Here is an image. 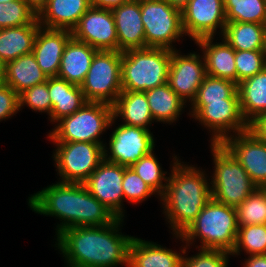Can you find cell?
<instances>
[{"label":"cell","mask_w":266,"mask_h":267,"mask_svg":"<svg viewBox=\"0 0 266 267\" xmlns=\"http://www.w3.org/2000/svg\"><path fill=\"white\" fill-rule=\"evenodd\" d=\"M123 222L124 219L116 218L105 226L66 228L56 236L54 246L67 267H128L133 236L121 233Z\"/></svg>","instance_id":"6da1fadb"},{"label":"cell","mask_w":266,"mask_h":267,"mask_svg":"<svg viewBox=\"0 0 266 267\" xmlns=\"http://www.w3.org/2000/svg\"><path fill=\"white\" fill-rule=\"evenodd\" d=\"M28 206L35 213L60 220L56 236L66 228L105 226L117 218L90 194L84 183H52L28 197Z\"/></svg>","instance_id":"7a4b0ae2"},{"label":"cell","mask_w":266,"mask_h":267,"mask_svg":"<svg viewBox=\"0 0 266 267\" xmlns=\"http://www.w3.org/2000/svg\"><path fill=\"white\" fill-rule=\"evenodd\" d=\"M172 157L171 173H168V183L160 203L174 236L186 230L212 195L210 179L205 170L184 164L175 154Z\"/></svg>","instance_id":"3957f363"},{"label":"cell","mask_w":266,"mask_h":267,"mask_svg":"<svg viewBox=\"0 0 266 267\" xmlns=\"http://www.w3.org/2000/svg\"><path fill=\"white\" fill-rule=\"evenodd\" d=\"M238 233L236 207L228 206L211 198L200 211L196 219L175 239L190 248L200 240V249H218L232 252ZM195 240V241H194Z\"/></svg>","instance_id":"277c9868"},{"label":"cell","mask_w":266,"mask_h":267,"mask_svg":"<svg viewBox=\"0 0 266 267\" xmlns=\"http://www.w3.org/2000/svg\"><path fill=\"white\" fill-rule=\"evenodd\" d=\"M171 50L147 47L122 52V91L153 89L167 83Z\"/></svg>","instance_id":"5b68a950"},{"label":"cell","mask_w":266,"mask_h":267,"mask_svg":"<svg viewBox=\"0 0 266 267\" xmlns=\"http://www.w3.org/2000/svg\"><path fill=\"white\" fill-rule=\"evenodd\" d=\"M116 122L111 105L101 102H86L77 112L59 120L48 138L51 142L103 143L100 135Z\"/></svg>","instance_id":"8992f818"},{"label":"cell","mask_w":266,"mask_h":267,"mask_svg":"<svg viewBox=\"0 0 266 267\" xmlns=\"http://www.w3.org/2000/svg\"><path fill=\"white\" fill-rule=\"evenodd\" d=\"M210 148L214 164L210 180L212 198L225 205L237 207L258 187L222 144H211Z\"/></svg>","instance_id":"52a82bcc"},{"label":"cell","mask_w":266,"mask_h":267,"mask_svg":"<svg viewBox=\"0 0 266 267\" xmlns=\"http://www.w3.org/2000/svg\"><path fill=\"white\" fill-rule=\"evenodd\" d=\"M141 19L147 47L176 50L173 45L184 35L182 11L166 0H140Z\"/></svg>","instance_id":"ba28073f"},{"label":"cell","mask_w":266,"mask_h":267,"mask_svg":"<svg viewBox=\"0 0 266 267\" xmlns=\"http://www.w3.org/2000/svg\"><path fill=\"white\" fill-rule=\"evenodd\" d=\"M120 51H97L80 85L87 102L113 105L122 92Z\"/></svg>","instance_id":"9c48e42d"},{"label":"cell","mask_w":266,"mask_h":267,"mask_svg":"<svg viewBox=\"0 0 266 267\" xmlns=\"http://www.w3.org/2000/svg\"><path fill=\"white\" fill-rule=\"evenodd\" d=\"M53 144L56 149L52 157L61 182L84 183L104 159V147L98 143L80 141Z\"/></svg>","instance_id":"30bf717a"},{"label":"cell","mask_w":266,"mask_h":267,"mask_svg":"<svg viewBox=\"0 0 266 267\" xmlns=\"http://www.w3.org/2000/svg\"><path fill=\"white\" fill-rule=\"evenodd\" d=\"M153 133L141 127L118 125L111 133L108 148H103L104 159L131 167L155 148Z\"/></svg>","instance_id":"8fae6325"},{"label":"cell","mask_w":266,"mask_h":267,"mask_svg":"<svg viewBox=\"0 0 266 267\" xmlns=\"http://www.w3.org/2000/svg\"><path fill=\"white\" fill-rule=\"evenodd\" d=\"M193 118L212 133L211 144H221L232 134L249 130V124L241 112L239 99L208 102Z\"/></svg>","instance_id":"7c38bea8"},{"label":"cell","mask_w":266,"mask_h":267,"mask_svg":"<svg viewBox=\"0 0 266 267\" xmlns=\"http://www.w3.org/2000/svg\"><path fill=\"white\" fill-rule=\"evenodd\" d=\"M226 23L224 0H190L182 10L184 33L194 42L217 33L221 37Z\"/></svg>","instance_id":"4fadbf2b"},{"label":"cell","mask_w":266,"mask_h":267,"mask_svg":"<svg viewBox=\"0 0 266 267\" xmlns=\"http://www.w3.org/2000/svg\"><path fill=\"white\" fill-rule=\"evenodd\" d=\"M72 37L98 51H118V37L111 9L91 6L71 31Z\"/></svg>","instance_id":"5bb4252c"},{"label":"cell","mask_w":266,"mask_h":267,"mask_svg":"<svg viewBox=\"0 0 266 267\" xmlns=\"http://www.w3.org/2000/svg\"><path fill=\"white\" fill-rule=\"evenodd\" d=\"M123 176L124 166L103 159L84 182L90 194L121 219L125 218Z\"/></svg>","instance_id":"9a60e30c"},{"label":"cell","mask_w":266,"mask_h":267,"mask_svg":"<svg viewBox=\"0 0 266 267\" xmlns=\"http://www.w3.org/2000/svg\"><path fill=\"white\" fill-rule=\"evenodd\" d=\"M205 76L206 67L203 54L190 52L183 55L177 49L171 50L167 83L183 101L191 104L196 98Z\"/></svg>","instance_id":"2e32d148"},{"label":"cell","mask_w":266,"mask_h":267,"mask_svg":"<svg viewBox=\"0 0 266 267\" xmlns=\"http://www.w3.org/2000/svg\"><path fill=\"white\" fill-rule=\"evenodd\" d=\"M242 165L258 188H266V143L247 130L221 143Z\"/></svg>","instance_id":"e0dca14e"},{"label":"cell","mask_w":266,"mask_h":267,"mask_svg":"<svg viewBox=\"0 0 266 267\" xmlns=\"http://www.w3.org/2000/svg\"><path fill=\"white\" fill-rule=\"evenodd\" d=\"M71 37L70 30L39 27L32 54L48 78L58 75L64 48Z\"/></svg>","instance_id":"ac0fdd59"},{"label":"cell","mask_w":266,"mask_h":267,"mask_svg":"<svg viewBox=\"0 0 266 267\" xmlns=\"http://www.w3.org/2000/svg\"><path fill=\"white\" fill-rule=\"evenodd\" d=\"M118 37V51L146 48L140 0H128L112 9Z\"/></svg>","instance_id":"d6986e66"},{"label":"cell","mask_w":266,"mask_h":267,"mask_svg":"<svg viewBox=\"0 0 266 267\" xmlns=\"http://www.w3.org/2000/svg\"><path fill=\"white\" fill-rule=\"evenodd\" d=\"M222 42H213L214 37H204L194 44L201 48L204 56L206 75L230 80L237 84V71L235 66V49L223 37Z\"/></svg>","instance_id":"ffe728a7"},{"label":"cell","mask_w":266,"mask_h":267,"mask_svg":"<svg viewBox=\"0 0 266 267\" xmlns=\"http://www.w3.org/2000/svg\"><path fill=\"white\" fill-rule=\"evenodd\" d=\"M185 246L178 253L134 236L129 247L128 267H182Z\"/></svg>","instance_id":"44dd1931"},{"label":"cell","mask_w":266,"mask_h":267,"mask_svg":"<svg viewBox=\"0 0 266 267\" xmlns=\"http://www.w3.org/2000/svg\"><path fill=\"white\" fill-rule=\"evenodd\" d=\"M90 7V0H48L38 14V22L44 28L72 31Z\"/></svg>","instance_id":"7402d4cb"},{"label":"cell","mask_w":266,"mask_h":267,"mask_svg":"<svg viewBox=\"0 0 266 267\" xmlns=\"http://www.w3.org/2000/svg\"><path fill=\"white\" fill-rule=\"evenodd\" d=\"M97 51L85 42L71 37L64 48L57 77L80 86Z\"/></svg>","instance_id":"603a6c76"},{"label":"cell","mask_w":266,"mask_h":267,"mask_svg":"<svg viewBox=\"0 0 266 267\" xmlns=\"http://www.w3.org/2000/svg\"><path fill=\"white\" fill-rule=\"evenodd\" d=\"M47 84L52 104L48 118L52 124L77 112L87 102L80 86L71 84L65 79L57 76L49 77Z\"/></svg>","instance_id":"cb8c5ba5"},{"label":"cell","mask_w":266,"mask_h":267,"mask_svg":"<svg viewBox=\"0 0 266 267\" xmlns=\"http://www.w3.org/2000/svg\"><path fill=\"white\" fill-rule=\"evenodd\" d=\"M112 108L113 118L121 117L122 124L149 130L154 123L145 92L122 91Z\"/></svg>","instance_id":"d4e9b609"},{"label":"cell","mask_w":266,"mask_h":267,"mask_svg":"<svg viewBox=\"0 0 266 267\" xmlns=\"http://www.w3.org/2000/svg\"><path fill=\"white\" fill-rule=\"evenodd\" d=\"M38 18L31 24L0 29V60L5 64L32 53Z\"/></svg>","instance_id":"484cf974"},{"label":"cell","mask_w":266,"mask_h":267,"mask_svg":"<svg viewBox=\"0 0 266 267\" xmlns=\"http://www.w3.org/2000/svg\"><path fill=\"white\" fill-rule=\"evenodd\" d=\"M47 80V75L41 70L32 53L22 55L5 64V83L18 95Z\"/></svg>","instance_id":"4316f807"},{"label":"cell","mask_w":266,"mask_h":267,"mask_svg":"<svg viewBox=\"0 0 266 267\" xmlns=\"http://www.w3.org/2000/svg\"><path fill=\"white\" fill-rule=\"evenodd\" d=\"M240 107L249 124L257 116L266 113V67L237 85Z\"/></svg>","instance_id":"83f0119b"},{"label":"cell","mask_w":266,"mask_h":267,"mask_svg":"<svg viewBox=\"0 0 266 267\" xmlns=\"http://www.w3.org/2000/svg\"><path fill=\"white\" fill-rule=\"evenodd\" d=\"M145 94L154 121L163 124L169 123L170 125L179 120V115L183 113L187 104L171 89L168 83L146 90Z\"/></svg>","instance_id":"f1b7e54d"},{"label":"cell","mask_w":266,"mask_h":267,"mask_svg":"<svg viewBox=\"0 0 266 267\" xmlns=\"http://www.w3.org/2000/svg\"><path fill=\"white\" fill-rule=\"evenodd\" d=\"M266 24L227 22L221 37L235 50H264Z\"/></svg>","instance_id":"f546056e"},{"label":"cell","mask_w":266,"mask_h":267,"mask_svg":"<svg viewBox=\"0 0 266 267\" xmlns=\"http://www.w3.org/2000/svg\"><path fill=\"white\" fill-rule=\"evenodd\" d=\"M223 99H239L237 84L226 79L206 75L198 89L196 98L191 102V110L188 115L192 118L208 102L222 101Z\"/></svg>","instance_id":"4dcf8cb0"},{"label":"cell","mask_w":266,"mask_h":267,"mask_svg":"<svg viewBox=\"0 0 266 267\" xmlns=\"http://www.w3.org/2000/svg\"><path fill=\"white\" fill-rule=\"evenodd\" d=\"M226 22L266 24V0H224Z\"/></svg>","instance_id":"1f68e13d"},{"label":"cell","mask_w":266,"mask_h":267,"mask_svg":"<svg viewBox=\"0 0 266 267\" xmlns=\"http://www.w3.org/2000/svg\"><path fill=\"white\" fill-rule=\"evenodd\" d=\"M242 251L248 256L266 254V224L238 226L236 243L231 255L238 256Z\"/></svg>","instance_id":"d6a6232c"},{"label":"cell","mask_w":266,"mask_h":267,"mask_svg":"<svg viewBox=\"0 0 266 267\" xmlns=\"http://www.w3.org/2000/svg\"><path fill=\"white\" fill-rule=\"evenodd\" d=\"M154 151L140 158L131 168L160 197L164 194L168 183L167 172L163 171ZM164 183V184H163Z\"/></svg>","instance_id":"836d02e7"},{"label":"cell","mask_w":266,"mask_h":267,"mask_svg":"<svg viewBox=\"0 0 266 267\" xmlns=\"http://www.w3.org/2000/svg\"><path fill=\"white\" fill-rule=\"evenodd\" d=\"M238 226L265 224L266 188H256L236 207Z\"/></svg>","instance_id":"e575fe53"},{"label":"cell","mask_w":266,"mask_h":267,"mask_svg":"<svg viewBox=\"0 0 266 267\" xmlns=\"http://www.w3.org/2000/svg\"><path fill=\"white\" fill-rule=\"evenodd\" d=\"M37 18L36 12L24 0L0 3V29L31 24Z\"/></svg>","instance_id":"d590c367"},{"label":"cell","mask_w":266,"mask_h":267,"mask_svg":"<svg viewBox=\"0 0 266 267\" xmlns=\"http://www.w3.org/2000/svg\"><path fill=\"white\" fill-rule=\"evenodd\" d=\"M124 200L129 203H142L152 195L158 194L146 184L131 167L124 166V176L122 182Z\"/></svg>","instance_id":"8d00e7d4"},{"label":"cell","mask_w":266,"mask_h":267,"mask_svg":"<svg viewBox=\"0 0 266 267\" xmlns=\"http://www.w3.org/2000/svg\"><path fill=\"white\" fill-rule=\"evenodd\" d=\"M237 85L242 80L254 76L266 67L263 50H235Z\"/></svg>","instance_id":"74e56055"},{"label":"cell","mask_w":266,"mask_h":267,"mask_svg":"<svg viewBox=\"0 0 266 267\" xmlns=\"http://www.w3.org/2000/svg\"><path fill=\"white\" fill-rule=\"evenodd\" d=\"M188 248L185 246V252L182 261V267H228L230 252L218 249H200L198 254L187 256ZM186 254V255H185ZM187 256V257H186Z\"/></svg>","instance_id":"f35d334b"},{"label":"cell","mask_w":266,"mask_h":267,"mask_svg":"<svg viewBox=\"0 0 266 267\" xmlns=\"http://www.w3.org/2000/svg\"><path fill=\"white\" fill-rule=\"evenodd\" d=\"M25 105L29 109H32V111L45 112L50 116L52 104L49 97L47 81L28 88L19 94V110Z\"/></svg>","instance_id":"ab89813d"},{"label":"cell","mask_w":266,"mask_h":267,"mask_svg":"<svg viewBox=\"0 0 266 267\" xmlns=\"http://www.w3.org/2000/svg\"><path fill=\"white\" fill-rule=\"evenodd\" d=\"M19 95L8 85L0 86V122L19 112Z\"/></svg>","instance_id":"60d3db41"},{"label":"cell","mask_w":266,"mask_h":267,"mask_svg":"<svg viewBox=\"0 0 266 267\" xmlns=\"http://www.w3.org/2000/svg\"><path fill=\"white\" fill-rule=\"evenodd\" d=\"M249 131H251L259 140L266 143V113L257 116L249 123Z\"/></svg>","instance_id":"b9f144b4"},{"label":"cell","mask_w":266,"mask_h":267,"mask_svg":"<svg viewBox=\"0 0 266 267\" xmlns=\"http://www.w3.org/2000/svg\"><path fill=\"white\" fill-rule=\"evenodd\" d=\"M243 267H266V254L249 255Z\"/></svg>","instance_id":"7bdbcfd3"},{"label":"cell","mask_w":266,"mask_h":267,"mask_svg":"<svg viewBox=\"0 0 266 267\" xmlns=\"http://www.w3.org/2000/svg\"><path fill=\"white\" fill-rule=\"evenodd\" d=\"M128 0H90L91 6L104 9H113L126 3Z\"/></svg>","instance_id":"ee69618b"},{"label":"cell","mask_w":266,"mask_h":267,"mask_svg":"<svg viewBox=\"0 0 266 267\" xmlns=\"http://www.w3.org/2000/svg\"><path fill=\"white\" fill-rule=\"evenodd\" d=\"M38 15L40 11L46 6L48 0H24Z\"/></svg>","instance_id":"f6af8a7d"},{"label":"cell","mask_w":266,"mask_h":267,"mask_svg":"<svg viewBox=\"0 0 266 267\" xmlns=\"http://www.w3.org/2000/svg\"><path fill=\"white\" fill-rule=\"evenodd\" d=\"M172 7L182 11L190 0H166Z\"/></svg>","instance_id":"bcb514c9"},{"label":"cell","mask_w":266,"mask_h":267,"mask_svg":"<svg viewBox=\"0 0 266 267\" xmlns=\"http://www.w3.org/2000/svg\"><path fill=\"white\" fill-rule=\"evenodd\" d=\"M5 84V63L0 60V86Z\"/></svg>","instance_id":"7dc6e473"},{"label":"cell","mask_w":266,"mask_h":267,"mask_svg":"<svg viewBox=\"0 0 266 267\" xmlns=\"http://www.w3.org/2000/svg\"><path fill=\"white\" fill-rule=\"evenodd\" d=\"M264 56H265V61H266V35H265V43H264Z\"/></svg>","instance_id":"c3c4849f"},{"label":"cell","mask_w":266,"mask_h":267,"mask_svg":"<svg viewBox=\"0 0 266 267\" xmlns=\"http://www.w3.org/2000/svg\"><path fill=\"white\" fill-rule=\"evenodd\" d=\"M10 1H13V0H0V3H6V2H10Z\"/></svg>","instance_id":"681fc988"}]
</instances>
